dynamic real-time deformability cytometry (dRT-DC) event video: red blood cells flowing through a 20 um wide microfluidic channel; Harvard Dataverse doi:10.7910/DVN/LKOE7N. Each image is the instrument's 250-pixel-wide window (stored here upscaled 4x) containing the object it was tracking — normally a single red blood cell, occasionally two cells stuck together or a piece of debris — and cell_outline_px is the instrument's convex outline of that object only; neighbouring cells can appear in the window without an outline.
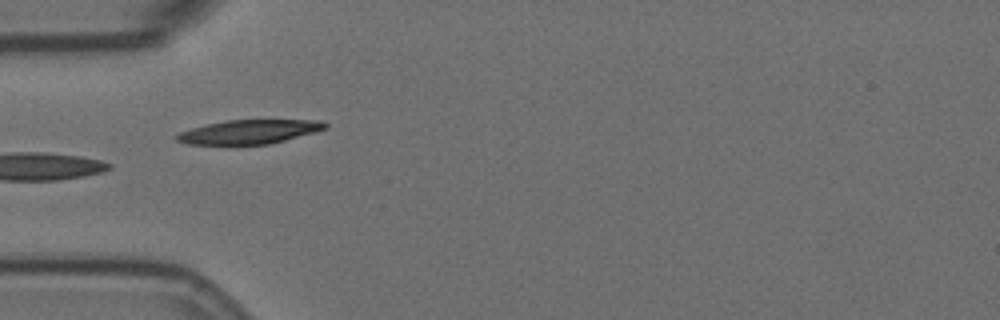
{"species": "Egyptian fruit bat (a non-hibernating species)", "species_latin": "Rousettus aegyptiacus", "temperature_condition": "room temperature", "stored_images_in_passage": 10, "camera_frame_rate_fps": 3000, "um_per_image_px": 0.085, "animal": {"sex": "female"}, "frame": {"image": 1, "passage_image": 4, "time_ms": 1.0, "image_size_px": [1000, 320], "cell_outline_px": [[328, 128], [316, 132], [268, 144], [188, 144], [176, 140], [176, 136], [180, 132], [204, 124], [228, 120], [320, 120], [328, 124]], "centroid_in_image_um": [21.21, 11.19], "position_along_channel_um": 63.8, "area_um2": 20.63}}
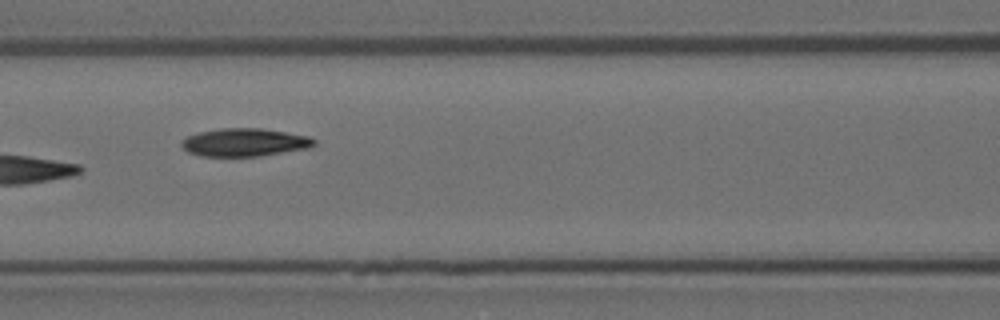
{"frame": {"image": 2, "passage_image": 6, "time_ms": 1.667, "image_size_px": [1000, 320], "cell_outline_px": [[316, 144], [308, 148], [260, 156], [200, 156], [188, 152], [180, 144], [180, 140], [188, 136], [200, 132], [220, 128], [260, 128], [308, 136], [316, 140]], "centroid_in_image_um": [20.77, 12.1], "position_along_channel_um": 145.8, "area_um2": 21.56}}
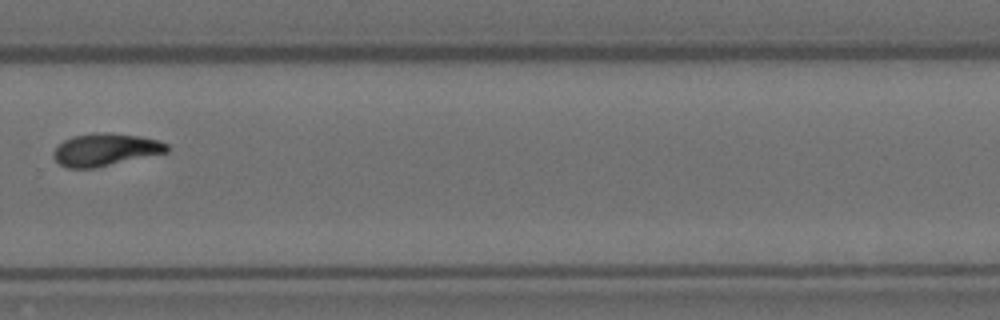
{"frame": {"image": 3, "passage_image": 10, "time_ms": 3.0, "image_size_px": [1000, 320], "cell_outline_px": [[168, 152], [96, 168], [64, 168], [52, 156], [52, 152], [56, 144], [72, 136], [96, 132], [108, 132], [140, 136], [156, 140], [168, 144]], "centroid_in_image_um": [8.9, 12.72], "position_along_channel_um": 320.9, "area_um2": 21.73}}